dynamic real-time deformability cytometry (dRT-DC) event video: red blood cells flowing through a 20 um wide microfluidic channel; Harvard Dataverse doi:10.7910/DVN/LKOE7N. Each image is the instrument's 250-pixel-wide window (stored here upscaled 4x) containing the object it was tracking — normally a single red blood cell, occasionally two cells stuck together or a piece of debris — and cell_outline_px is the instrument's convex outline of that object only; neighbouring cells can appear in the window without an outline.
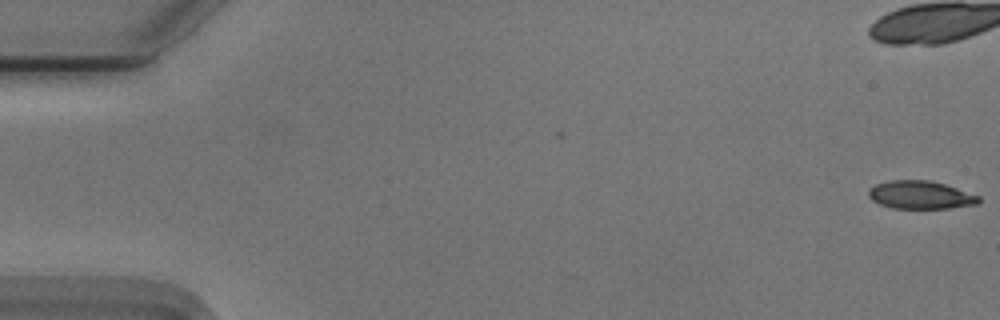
{"species": "Egyptian fruit bat (a non-hibernating species)", "species_latin": "Rousettus aegyptiacus", "temperature_condition": "cold", "stored_images_in_passage": 18, "camera_frame_rate_fps": 3000, "um_per_image_px": 0.085, "animal": {"sex": "male"}, "frame": {"image": 1, "passage_image": 1, "time_ms": 0.0, "image_size_px": [1000, 320], "cell_outline_px": [[980, 200], [976, 204], [948, 208], [892, 208], [880, 204], [872, 200], [868, 196], [868, 192], [876, 184], [892, 180], [928, 180], [944, 184], [980, 196]], "centroid_in_image_um": [78.23, 16.57], "position_along_channel_um": 6.8, "area_um2": 17.74}}